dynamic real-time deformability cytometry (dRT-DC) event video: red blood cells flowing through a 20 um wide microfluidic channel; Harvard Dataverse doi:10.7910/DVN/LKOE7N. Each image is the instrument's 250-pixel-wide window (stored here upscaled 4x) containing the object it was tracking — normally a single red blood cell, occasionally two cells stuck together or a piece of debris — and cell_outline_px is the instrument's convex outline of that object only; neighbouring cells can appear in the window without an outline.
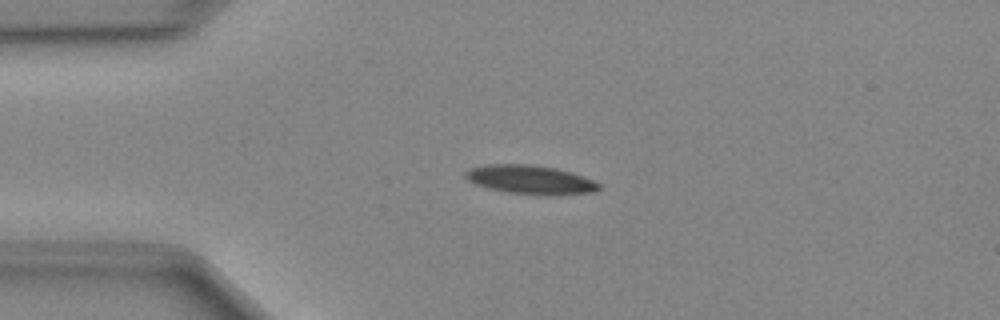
{"species": "Egyptian fruit bat (a non-hibernating species)", "species_latin": "Rousettus aegyptiacus", "temperature_condition": "cold", "stored_images_in_passage": 38, "camera_frame_rate_fps": 3000, "um_per_image_px": 0.085, "animal": {"sex": "female"}, "frame": {"image": 1, "passage_image": 1, "time_ms": 0.0, "image_size_px": [1000, 320], "cell_outline_px": [[600, 188], [596, 192], [508, 192], [488, 188], [476, 184], [468, 180], [464, 176], [464, 172], [468, 168], [488, 164], [528, 164], [556, 168], [572, 172], [584, 176], [600, 184]], "centroid_in_image_um": [44.99, 15.2], "position_along_channel_um": 40.0, "area_um2": 21.39}}
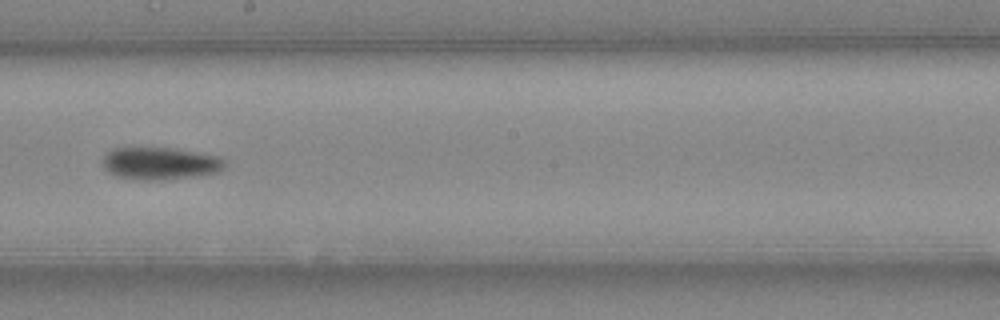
{"frame": {"image": 2, "passage_image": 17, "time_ms": 5.333, "image_size_px": [1000, 320], "cell_outline_px": [[224, 168], [216, 172], [196, 176], [164, 180], [140, 180], [116, 176], [108, 172], [104, 168], [104, 156], [112, 148], [168, 148], [216, 156], [224, 160]], "centroid_in_image_um": [13.56, 13.91], "position_along_channel_um": 234.6, "area_um2": 22.66}}
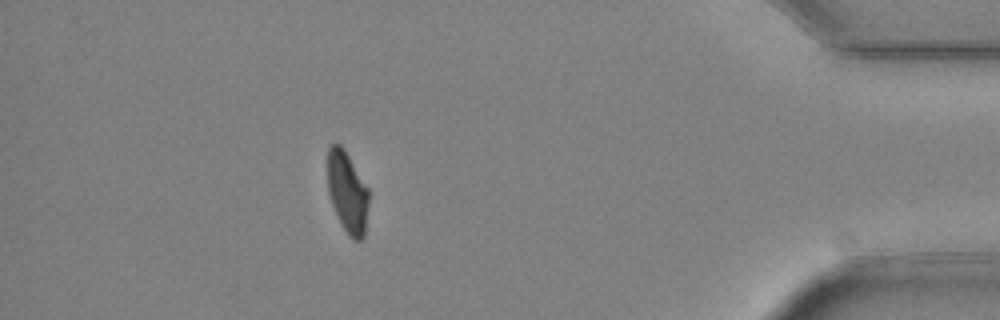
{"frame": {"image": 3, "passage_image": 33, "time_ms": 10.667, "image_size_px": [1000, 320], "cell_outline_px": [[368, 204], [364, 236], [360, 240], [352, 240], [348, 236], [332, 204], [328, 192], [328, 148], [332, 144], [340, 144], [348, 156], [368, 188]], "centroid_in_image_um": [29.52, 16.35], "position_along_channel_um": 405.7, "area_um2": 19.07}}